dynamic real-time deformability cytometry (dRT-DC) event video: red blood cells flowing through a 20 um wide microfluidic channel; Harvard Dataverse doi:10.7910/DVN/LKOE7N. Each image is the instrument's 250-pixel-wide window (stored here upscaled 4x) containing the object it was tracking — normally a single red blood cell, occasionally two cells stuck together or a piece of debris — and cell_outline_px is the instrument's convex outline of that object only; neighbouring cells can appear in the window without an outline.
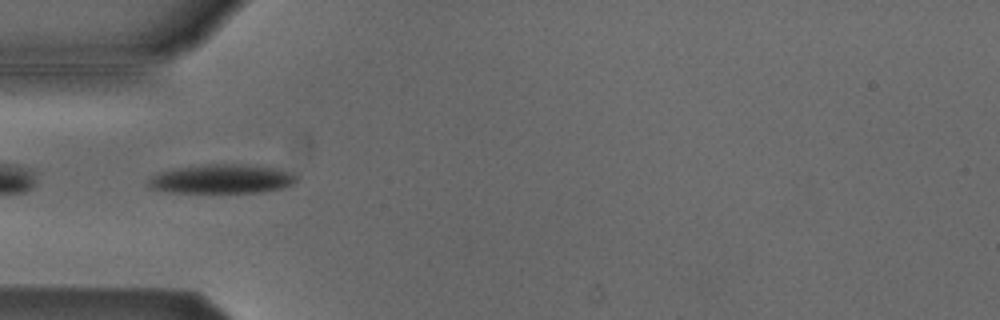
{"species": "Egyptian fruit bat (a non-hibernating species)", "species_latin": "Rousettus aegyptiacus", "temperature_condition": "cold", "stored_images_in_passage": 38, "camera_frame_rate_fps": 3000, "um_per_image_px": 0.085, "animal": {"sex": "male"}, "frame": {"image": 1, "passage_image": 1, "time_ms": 0.0, "image_size_px": [1000, 320], "cell_outline_px": [[300, 176], [292, 184], [280, 188], [264, 192], [172, 192], [148, 188], [148, 180], [152, 176], [160, 172], [172, 168], [208, 164], [240, 164], [272, 168], [292, 172]], "centroid_in_image_um": [18.83, 15.21], "position_along_channel_um": 66.2, "area_um2": 25.03}}
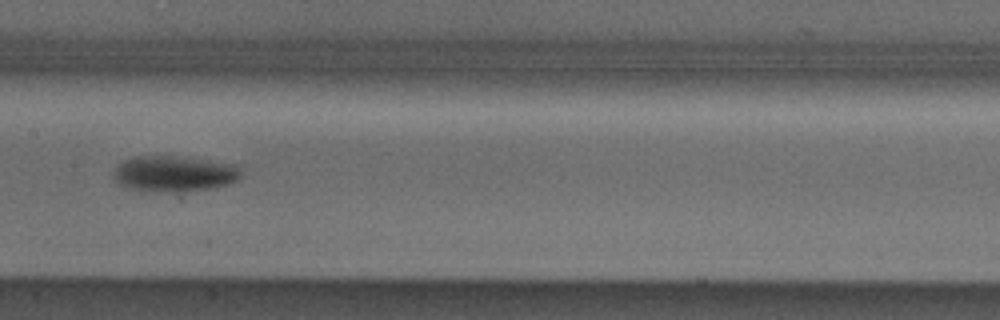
{"frame": {"image": 2, "passage_image": 11, "time_ms": 3.333, "image_size_px": [1000, 320], "cell_outline_px": [[240, 176], [236, 180], [228, 184], [216, 188], [172, 192], [168, 192], [132, 188], [120, 184], [112, 176], [116, 168], [124, 160], [136, 156], [184, 156], [232, 164], [240, 168]], "centroid_in_image_um": [14.83, 14.75], "position_along_channel_um": 192.6, "area_um2": 26.36}}
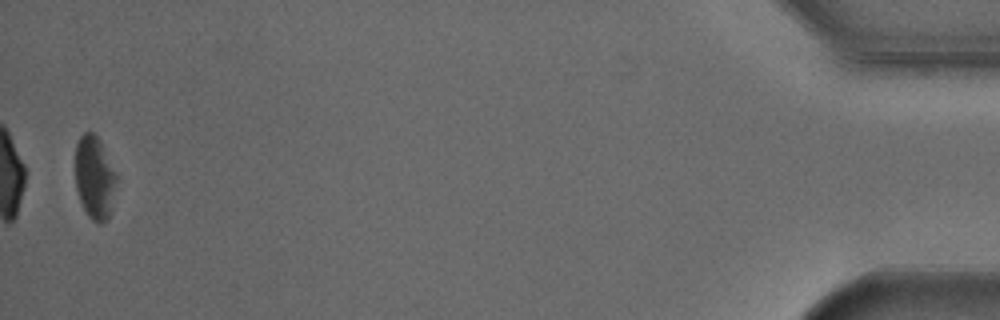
{"frame": {"image": 3, "passage_image": 37, "time_ms": 12.0, "image_size_px": [1000, 320], "cell_outline_px": [[116, 180], [108, 216], [100, 224], [92, 220], [88, 216], [80, 200], [76, 188], [76, 144], [80, 136], [84, 132], [92, 132], [100, 140], [116, 172]], "centroid_in_image_um": [8.02, 15.05], "position_along_channel_um": 427.2, "area_um2": 19.48}, "authors_computed_cell_mechanics": {"area_um2": 24.4494, "velocity_mm_per_s": 3.8131, "shape_relaxation_time_tau1_ms": 2.1286, "shape_relaxation_time_tau2_ms": null, "deformation_change_tau1": 0.1157, "deformation_change_tau2": null}}